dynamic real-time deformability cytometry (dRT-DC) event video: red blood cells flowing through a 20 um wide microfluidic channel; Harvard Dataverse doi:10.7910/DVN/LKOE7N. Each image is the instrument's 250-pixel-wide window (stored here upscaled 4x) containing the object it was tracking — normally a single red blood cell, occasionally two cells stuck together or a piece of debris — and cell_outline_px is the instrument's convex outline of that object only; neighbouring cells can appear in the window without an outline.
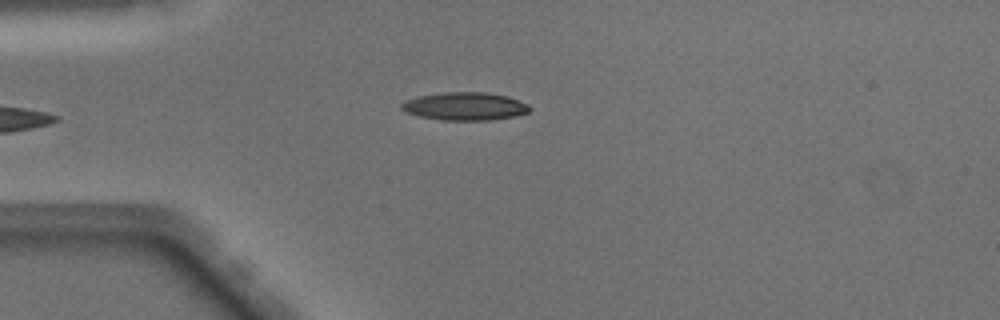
{"species": "Egyptian fruit bat (a non-hibernating species)", "species_latin": "Rousettus aegyptiacus", "temperature_condition": "warm", "stored_images_in_passage": 34, "camera_frame_rate_fps": 3000, "um_per_image_px": 0.085, "animal": {"sex": "male"}, "frame": {"image": 1, "passage_image": 1, "time_ms": 0.0, "image_size_px": [1000, 320], "cell_outline_px": [[532, 108], [528, 112], [516, 116], [492, 120], [444, 120], [420, 116], [408, 112], [400, 108], [400, 104], [408, 100], [420, 96], [440, 92], [488, 92], [508, 96], [520, 100], [528, 104]], "centroid_in_image_um": [39.58, 9.03], "position_along_channel_um": 45.4, "area_um2": 20.92}}
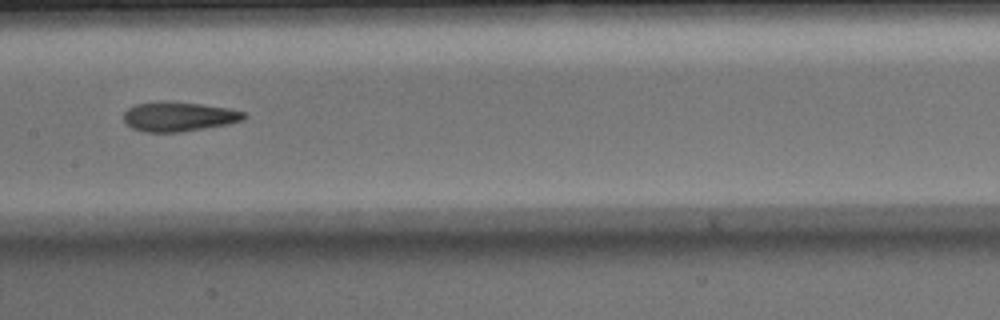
{"frame": {"image": 2, "passage_image": 13, "time_ms": 4.0, "image_size_px": [1000, 320], "cell_outline_px": [[248, 116], [240, 120], [228, 124], [180, 132], [144, 132], [132, 128], [124, 120], [124, 112], [132, 104], [200, 104], [228, 108], [244, 112]], "centroid_in_image_um": [15.2, 9.95], "position_along_channel_um": 192.2, "area_um2": 19.77}}
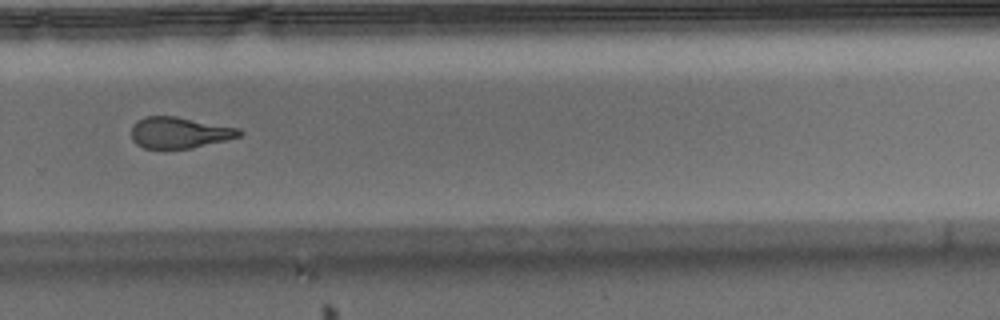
{"frame": {"image": 3, "passage_image": 22, "time_ms": 7.0, "image_size_px": [1000, 320], "cell_outline_px": [[244, 132], [240, 136], [192, 148], [144, 148], [136, 144], [132, 140], [132, 124], [136, 120], [144, 116], [176, 116], [240, 128]], "centroid_in_image_um": [15.23, 11.26], "position_along_channel_um": 314.6, "area_um2": 19.65}, "authors_computed_cell_mechanics": {"area_um2": 20.8658, "velocity_mm_per_s": 4.0976, "shape_relaxation_time_tau1_ms": null, "shape_relaxation_time_tau2_ms": 2.6652, "deformation_change_tau1": null, "deformation_change_tau2": 0.1329}}